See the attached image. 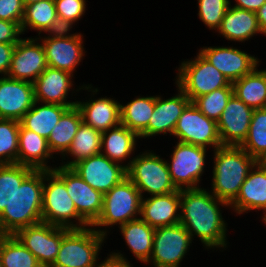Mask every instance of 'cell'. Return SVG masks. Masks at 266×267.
Segmentation results:
<instances>
[{"label":"cell","mask_w":266,"mask_h":267,"mask_svg":"<svg viewBox=\"0 0 266 267\" xmlns=\"http://www.w3.org/2000/svg\"><path fill=\"white\" fill-rule=\"evenodd\" d=\"M141 194L137 187L124 178L119 184L112 187L103 195V209L101 215L92 226H110L138 219L140 215ZM135 217V218H134Z\"/></svg>","instance_id":"8"},{"label":"cell","mask_w":266,"mask_h":267,"mask_svg":"<svg viewBox=\"0 0 266 267\" xmlns=\"http://www.w3.org/2000/svg\"><path fill=\"white\" fill-rule=\"evenodd\" d=\"M21 24L0 19V42L6 44H17L22 38Z\"/></svg>","instance_id":"43"},{"label":"cell","mask_w":266,"mask_h":267,"mask_svg":"<svg viewBox=\"0 0 266 267\" xmlns=\"http://www.w3.org/2000/svg\"><path fill=\"white\" fill-rule=\"evenodd\" d=\"M106 235V231L95 228L70 229L50 267H100L101 263L96 262Z\"/></svg>","instance_id":"4"},{"label":"cell","mask_w":266,"mask_h":267,"mask_svg":"<svg viewBox=\"0 0 266 267\" xmlns=\"http://www.w3.org/2000/svg\"><path fill=\"white\" fill-rule=\"evenodd\" d=\"M44 170H34L16 189L11 203L0 214V235H14L42 222Z\"/></svg>","instance_id":"2"},{"label":"cell","mask_w":266,"mask_h":267,"mask_svg":"<svg viewBox=\"0 0 266 267\" xmlns=\"http://www.w3.org/2000/svg\"><path fill=\"white\" fill-rule=\"evenodd\" d=\"M235 8H241L255 12L266 2V0H236Z\"/></svg>","instance_id":"46"},{"label":"cell","mask_w":266,"mask_h":267,"mask_svg":"<svg viewBox=\"0 0 266 267\" xmlns=\"http://www.w3.org/2000/svg\"><path fill=\"white\" fill-rule=\"evenodd\" d=\"M24 8L22 0H0V19L21 24Z\"/></svg>","instance_id":"42"},{"label":"cell","mask_w":266,"mask_h":267,"mask_svg":"<svg viewBox=\"0 0 266 267\" xmlns=\"http://www.w3.org/2000/svg\"><path fill=\"white\" fill-rule=\"evenodd\" d=\"M180 190L141 199L140 216L154 229L180 223ZM177 213V214H176Z\"/></svg>","instance_id":"20"},{"label":"cell","mask_w":266,"mask_h":267,"mask_svg":"<svg viewBox=\"0 0 266 267\" xmlns=\"http://www.w3.org/2000/svg\"><path fill=\"white\" fill-rule=\"evenodd\" d=\"M199 53L231 83L250 73L259 62L254 56L232 47H206Z\"/></svg>","instance_id":"19"},{"label":"cell","mask_w":266,"mask_h":267,"mask_svg":"<svg viewBox=\"0 0 266 267\" xmlns=\"http://www.w3.org/2000/svg\"><path fill=\"white\" fill-rule=\"evenodd\" d=\"M51 155L48 140L20 124L17 164L35 170H52V167L46 165V160L52 157Z\"/></svg>","instance_id":"25"},{"label":"cell","mask_w":266,"mask_h":267,"mask_svg":"<svg viewBox=\"0 0 266 267\" xmlns=\"http://www.w3.org/2000/svg\"><path fill=\"white\" fill-rule=\"evenodd\" d=\"M35 41L37 39H21L15 45L9 78L33 83L48 67L43 45Z\"/></svg>","instance_id":"17"},{"label":"cell","mask_w":266,"mask_h":267,"mask_svg":"<svg viewBox=\"0 0 266 267\" xmlns=\"http://www.w3.org/2000/svg\"><path fill=\"white\" fill-rule=\"evenodd\" d=\"M233 94V87H223L195 98L192 103L206 117L217 122Z\"/></svg>","instance_id":"39"},{"label":"cell","mask_w":266,"mask_h":267,"mask_svg":"<svg viewBox=\"0 0 266 267\" xmlns=\"http://www.w3.org/2000/svg\"><path fill=\"white\" fill-rule=\"evenodd\" d=\"M257 163L263 167V168H266V152L264 155H262L258 160H257Z\"/></svg>","instance_id":"48"},{"label":"cell","mask_w":266,"mask_h":267,"mask_svg":"<svg viewBox=\"0 0 266 267\" xmlns=\"http://www.w3.org/2000/svg\"><path fill=\"white\" fill-rule=\"evenodd\" d=\"M68 31L70 30L64 29L51 33L50 36L44 38L42 45L49 67L72 74L84 56V48L82 35H67Z\"/></svg>","instance_id":"15"},{"label":"cell","mask_w":266,"mask_h":267,"mask_svg":"<svg viewBox=\"0 0 266 267\" xmlns=\"http://www.w3.org/2000/svg\"><path fill=\"white\" fill-rule=\"evenodd\" d=\"M191 241V235L181 223L156 228L148 263L153 262L154 267H179Z\"/></svg>","instance_id":"12"},{"label":"cell","mask_w":266,"mask_h":267,"mask_svg":"<svg viewBox=\"0 0 266 267\" xmlns=\"http://www.w3.org/2000/svg\"><path fill=\"white\" fill-rule=\"evenodd\" d=\"M256 161L266 152V108L254 109L249 132L240 145Z\"/></svg>","instance_id":"37"},{"label":"cell","mask_w":266,"mask_h":267,"mask_svg":"<svg viewBox=\"0 0 266 267\" xmlns=\"http://www.w3.org/2000/svg\"><path fill=\"white\" fill-rule=\"evenodd\" d=\"M72 74L47 67L43 73L33 82L35 101L63 106H75L76 102H67L66 96L72 86Z\"/></svg>","instance_id":"21"},{"label":"cell","mask_w":266,"mask_h":267,"mask_svg":"<svg viewBox=\"0 0 266 267\" xmlns=\"http://www.w3.org/2000/svg\"><path fill=\"white\" fill-rule=\"evenodd\" d=\"M100 267H131L130 263L120 253H112L105 259Z\"/></svg>","instance_id":"45"},{"label":"cell","mask_w":266,"mask_h":267,"mask_svg":"<svg viewBox=\"0 0 266 267\" xmlns=\"http://www.w3.org/2000/svg\"><path fill=\"white\" fill-rule=\"evenodd\" d=\"M265 204L266 168H263L256 163L249 171L236 199L230 204V206L235 209L236 213L241 214L248 210L262 209Z\"/></svg>","instance_id":"24"},{"label":"cell","mask_w":266,"mask_h":267,"mask_svg":"<svg viewBox=\"0 0 266 267\" xmlns=\"http://www.w3.org/2000/svg\"><path fill=\"white\" fill-rule=\"evenodd\" d=\"M42 222L68 229H84L89 226L78 214L65 183L52 171L44 170ZM76 219L79 225L71 220Z\"/></svg>","instance_id":"5"},{"label":"cell","mask_w":266,"mask_h":267,"mask_svg":"<svg viewBox=\"0 0 266 267\" xmlns=\"http://www.w3.org/2000/svg\"><path fill=\"white\" fill-rule=\"evenodd\" d=\"M233 92L244 104L253 108H266V70L257 66L247 75L234 81Z\"/></svg>","instance_id":"30"},{"label":"cell","mask_w":266,"mask_h":267,"mask_svg":"<svg viewBox=\"0 0 266 267\" xmlns=\"http://www.w3.org/2000/svg\"><path fill=\"white\" fill-rule=\"evenodd\" d=\"M52 171L65 183L79 216L92 227L101 215L103 194L92 188L71 168L59 166Z\"/></svg>","instance_id":"13"},{"label":"cell","mask_w":266,"mask_h":267,"mask_svg":"<svg viewBox=\"0 0 266 267\" xmlns=\"http://www.w3.org/2000/svg\"><path fill=\"white\" fill-rule=\"evenodd\" d=\"M2 267H43L14 235H0Z\"/></svg>","instance_id":"35"},{"label":"cell","mask_w":266,"mask_h":267,"mask_svg":"<svg viewBox=\"0 0 266 267\" xmlns=\"http://www.w3.org/2000/svg\"><path fill=\"white\" fill-rule=\"evenodd\" d=\"M82 122V115L79 108L76 105L68 108L62 114L58 124L53 128L48 138V145L51 152H61L65 156Z\"/></svg>","instance_id":"32"},{"label":"cell","mask_w":266,"mask_h":267,"mask_svg":"<svg viewBox=\"0 0 266 267\" xmlns=\"http://www.w3.org/2000/svg\"><path fill=\"white\" fill-rule=\"evenodd\" d=\"M38 1H40V0H22L24 7L29 5V4L38 2Z\"/></svg>","instance_id":"49"},{"label":"cell","mask_w":266,"mask_h":267,"mask_svg":"<svg viewBox=\"0 0 266 267\" xmlns=\"http://www.w3.org/2000/svg\"><path fill=\"white\" fill-rule=\"evenodd\" d=\"M37 103V101L34 102L32 108L20 120V124L25 129L33 131L48 140L62 114L73 106L45 103V105L36 107Z\"/></svg>","instance_id":"27"},{"label":"cell","mask_w":266,"mask_h":267,"mask_svg":"<svg viewBox=\"0 0 266 267\" xmlns=\"http://www.w3.org/2000/svg\"><path fill=\"white\" fill-rule=\"evenodd\" d=\"M15 45L0 42V74L4 76H7L9 72Z\"/></svg>","instance_id":"44"},{"label":"cell","mask_w":266,"mask_h":267,"mask_svg":"<svg viewBox=\"0 0 266 267\" xmlns=\"http://www.w3.org/2000/svg\"><path fill=\"white\" fill-rule=\"evenodd\" d=\"M120 230L136 259L147 263L153 251L155 229L138 218L121 225Z\"/></svg>","instance_id":"28"},{"label":"cell","mask_w":266,"mask_h":267,"mask_svg":"<svg viewBox=\"0 0 266 267\" xmlns=\"http://www.w3.org/2000/svg\"><path fill=\"white\" fill-rule=\"evenodd\" d=\"M229 6V0H198L199 18L208 28L218 30Z\"/></svg>","instance_id":"40"},{"label":"cell","mask_w":266,"mask_h":267,"mask_svg":"<svg viewBox=\"0 0 266 267\" xmlns=\"http://www.w3.org/2000/svg\"><path fill=\"white\" fill-rule=\"evenodd\" d=\"M128 179L140 191L152 196L168 194L178 189L173 184L167 161L154 153H143L125 165Z\"/></svg>","instance_id":"6"},{"label":"cell","mask_w":266,"mask_h":267,"mask_svg":"<svg viewBox=\"0 0 266 267\" xmlns=\"http://www.w3.org/2000/svg\"><path fill=\"white\" fill-rule=\"evenodd\" d=\"M137 137L139 138L140 136L136 132L119 124L102 133L101 148L104 147L103 150L105 151V154H102L111 161L119 163L129 157L134 151Z\"/></svg>","instance_id":"31"},{"label":"cell","mask_w":266,"mask_h":267,"mask_svg":"<svg viewBox=\"0 0 266 267\" xmlns=\"http://www.w3.org/2000/svg\"><path fill=\"white\" fill-rule=\"evenodd\" d=\"M102 133L82 122L65 154L72 155L75 160L63 164V167L71 168L77 162L87 159L93 155L102 153Z\"/></svg>","instance_id":"34"},{"label":"cell","mask_w":266,"mask_h":267,"mask_svg":"<svg viewBox=\"0 0 266 267\" xmlns=\"http://www.w3.org/2000/svg\"><path fill=\"white\" fill-rule=\"evenodd\" d=\"M230 206L219 200L206 189L191 188L180 190V223L191 235H197L206 247L226 246V223L218 205ZM194 233V234H193Z\"/></svg>","instance_id":"1"},{"label":"cell","mask_w":266,"mask_h":267,"mask_svg":"<svg viewBox=\"0 0 266 267\" xmlns=\"http://www.w3.org/2000/svg\"><path fill=\"white\" fill-rule=\"evenodd\" d=\"M178 71V88L191 102L214 90L233 87L232 83L200 53L195 60L183 62Z\"/></svg>","instance_id":"7"},{"label":"cell","mask_w":266,"mask_h":267,"mask_svg":"<svg viewBox=\"0 0 266 267\" xmlns=\"http://www.w3.org/2000/svg\"><path fill=\"white\" fill-rule=\"evenodd\" d=\"M155 107V96L138 97L120 105L121 124L139 136L148 128Z\"/></svg>","instance_id":"33"},{"label":"cell","mask_w":266,"mask_h":267,"mask_svg":"<svg viewBox=\"0 0 266 267\" xmlns=\"http://www.w3.org/2000/svg\"><path fill=\"white\" fill-rule=\"evenodd\" d=\"M71 169L103 195L127 177L125 165L111 161L102 153L77 162Z\"/></svg>","instance_id":"14"},{"label":"cell","mask_w":266,"mask_h":267,"mask_svg":"<svg viewBox=\"0 0 266 267\" xmlns=\"http://www.w3.org/2000/svg\"><path fill=\"white\" fill-rule=\"evenodd\" d=\"M214 151L212 194L230 205L257 161L240 146H222Z\"/></svg>","instance_id":"3"},{"label":"cell","mask_w":266,"mask_h":267,"mask_svg":"<svg viewBox=\"0 0 266 267\" xmlns=\"http://www.w3.org/2000/svg\"><path fill=\"white\" fill-rule=\"evenodd\" d=\"M34 170L17 163L0 165V214L11 203L16 189Z\"/></svg>","instance_id":"36"},{"label":"cell","mask_w":266,"mask_h":267,"mask_svg":"<svg viewBox=\"0 0 266 267\" xmlns=\"http://www.w3.org/2000/svg\"><path fill=\"white\" fill-rule=\"evenodd\" d=\"M254 109L234 94L217 121L222 146H240L246 139Z\"/></svg>","instance_id":"16"},{"label":"cell","mask_w":266,"mask_h":267,"mask_svg":"<svg viewBox=\"0 0 266 267\" xmlns=\"http://www.w3.org/2000/svg\"><path fill=\"white\" fill-rule=\"evenodd\" d=\"M19 128L20 121L0 119V165L17 163Z\"/></svg>","instance_id":"38"},{"label":"cell","mask_w":266,"mask_h":267,"mask_svg":"<svg viewBox=\"0 0 266 267\" xmlns=\"http://www.w3.org/2000/svg\"><path fill=\"white\" fill-rule=\"evenodd\" d=\"M178 95L169 99H161L155 96V107L148 128L139 138L155 136L159 133L173 134L176 123L185 107L191 102L185 93L178 88Z\"/></svg>","instance_id":"22"},{"label":"cell","mask_w":266,"mask_h":267,"mask_svg":"<svg viewBox=\"0 0 266 267\" xmlns=\"http://www.w3.org/2000/svg\"><path fill=\"white\" fill-rule=\"evenodd\" d=\"M218 31L228 40L242 42L256 33H262L255 12L241 8H231V4L225 12Z\"/></svg>","instance_id":"26"},{"label":"cell","mask_w":266,"mask_h":267,"mask_svg":"<svg viewBox=\"0 0 266 267\" xmlns=\"http://www.w3.org/2000/svg\"><path fill=\"white\" fill-rule=\"evenodd\" d=\"M173 134L179 142L207 147H222L217 122L206 117L192 102L183 110Z\"/></svg>","instance_id":"10"},{"label":"cell","mask_w":266,"mask_h":267,"mask_svg":"<svg viewBox=\"0 0 266 267\" xmlns=\"http://www.w3.org/2000/svg\"><path fill=\"white\" fill-rule=\"evenodd\" d=\"M35 102L33 83L0 78V119L20 121Z\"/></svg>","instance_id":"18"},{"label":"cell","mask_w":266,"mask_h":267,"mask_svg":"<svg viewBox=\"0 0 266 267\" xmlns=\"http://www.w3.org/2000/svg\"><path fill=\"white\" fill-rule=\"evenodd\" d=\"M68 228L40 222L17 231L14 236L37 258L43 267H50L58 254Z\"/></svg>","instance_id":"9"},{"label":"cell","mask_w":266,"mask_h":267,"mask_svg":"<svg viewBox=\"0 0 266 267\" xmlns=\"http://www.w3.org/2000/svg\"><path fill=\"white\" fill-rule=\"evenodd\" d=\"M205 153V147L177 143L171 157L172 162L167 163L171 180L177 189L199 188L197 184L204 171Z\"/></svg>","instance_id":"11"},{"label":"cell","mask_w":266,"mask_h":267,"mask_svg":"<svg viewBox=\"0 0 266 267\" xmlns=\"http://www.w3.org/2000/svg\"><path fill=\"white\" fill-rule=\"evenodd\" d=\"M261 210H264V217H263V220H264V223L266 224V204L264 205V207L261 209Z\"/></svg>","instance_id":"50"},{"label":"cell","mask_w":266,"mask_h":267,"mask_svg":"<svg viewBox=\"0 0 266 267\" xmlns=\"http://www.w3.org/2000/svg\"><path fill=\"white\" fill-rule=\"evenodd\" d=\"M120 105L106 97L76 103L83 122L101 133L121 124Z\"/></svg>","instance_id":"23"},{"label":"cell","mask_w":266,"mask_h":267,"mask_svg":"<svg viewBox=\"0 0 266 267\" xmlns=\"http://www.w3.org/2000/svg\"><path fill=\"white\" fill-rule=\"evenodd\" d=\"M60 26L70 30L73 23L85 13V0H54Z\"/></svg>","instance_id":"41"},{"label":"cell","mask_w":266,"mask_h":267,"mask_svg":"<svg viewBox=\"0 0 266 267\" xmlns=\"http://www.w3.org/2000/svg\"><path fill=\"white\" fill-rule=\"evenodd\" d=\"M28 27L40 32H58L64 30L58 21L54 0H40L24 8L21 23L22 32Z\"/></svg>","instance_id":"29"},{"label":"cell","mask_w":266,"mask_h":267,"mask_svg":"<svg viewBox=\"0 0 266 267\" xmlns=\"http://www.w3.org/2000/svg\"><path fill=\"white\" fill-rule=\"evenodd\" d=\"M256 16L262 34L266 35V2L256 11Z\"/></svg>","instance_id":"47"}]
</instances>
